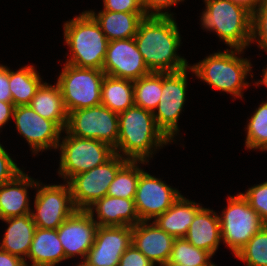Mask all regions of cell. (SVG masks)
<instances>
[{"label": "cell", "mask_w": 267, "mask_h": 266, "mask_svg": "<svg viewBox=\"0 0 267 266\" xmlns=\"http://www.w3.org/2000/svg\"><path fill=\"white\" fill-rule=\"evenodd\" d=\"M105 75L103 70L65 64L57 84L67 113L100 105L101 85Z\"/></svg>", "instance_id": "cell-7"}, {"label": "cell", "mask_w": 267, "mask_h": 266, "mask_svg": "<svg viewBox=\"0 0 267 266\" xmlns=\"http://www.w3.org/2000/svg\"><path fill=\"white\" fill-rule=\"evenodd\" d=\"M12 118L33 152L49 150L51 147L58 149L63 130L54 121L41 117L29 105L16 106Z\"/></svg>", "instance_id": "cell-16"}, {"label": "cell", "mask_w": 267, "mask_h": 266, "mask_svg": "<svg viewBox=\"0 0 267 266\" xmlns=\"http://www.w3.org/2000/svg\"><path fill=\"white\" fill-rule=\"evenodd\" d=\"M184 0H142V6L147 16H173L168 12H162L161 10L167 9L178 2ZM151 9L154 11H151Z\"/></svg>", "instance_id": "cell-39"}, {"label": "cell", "mask_w": 267, "mask_h": 266, "mask_svg": "<svg viewBox=\"0 0 267 266\" xmlns=\"http://www.w3.org/2000/svg\"><path fill=\"white\" fill-rule=\"evenodd\" d=\"M134 105L154 112L162 95V72H151L133 81Z\"/></svg>", "instance_id": "cell-29"}, {"label": "cell", "mask_w": 267, "mask_h": 266, "mask_svg": "<svg viewBox=\"0 0 267 266\" xmlns=\"http://www.w3.org/2000/svg\"><path fill=\"white\" fill-rule=\"evenodd\" d=\"M0 101L12 102L9 89V68L3 65H0Z\"/></svg>", "instance_id": "cell-40"}, {"label": "cell", "mask_w": 267, "mask_h": 266, "mask_svg": "<svg viewBox=\"0 0 267 266\" xmlns=\"http://www.w3.org/2000/svg\"><path fill=\"white\" fill-rule=\"evenodd\" d=\"M202 208L182 195L164 213L154 219V223L172 237L182 238L188 233L196 213Z\"/></svg>", "instance_id": "cell-23"}, {"label": "cell", "mask_w": 267, "mask_h": 266, "mask_svg": "<svg viewBox=\"0 0 267 266\" xmlns=\"http://www.w3.org/2000/svg\"><path fill=\"white\" fill-rule=\"evenodd\" d=\"M247 266H267V225H264L235 255Z\"/></svg>", "instance_id": "cell-32"}, {"label": "cell", "mask_w": 267, "mask_h": 266, "mask_svg": "<svg viewBox=\"0 0 267 266\" xmlns=\"http://www.w3.org/2000/svg\"><path fill=\"white\" fill-rule=\"evenodd\" d=\"M235 3L241 4L253 12L259 5L264 4V0H232Z\"/></svg>", "instance_id": "cell-43"}, {"label": "cell", "mask_w": 267, "mask_h": 266, "mask_svg": "<svg viewBox=\"0 0 267 266\" xmlns=\"http://www.w3.org/2000/svg\"><path fill=\"white\" fill-rule=\"evenodd\" d=\"M241 52V49H227L214 53L192 67L189 66V70L215 89L242 98V89L249 85L245 79L251 71V64L250 60L236 56V53Z\"/></svg>", "instance_id": "cell-5"}, {"label": "cell", "mask_w": 267, "mask_h": 266, "mask_svg": "<svg viewBox=\"0 0 267 266\" xmlns=\"http://www.w3.org/2000/svg\"><path fill=\"white\" fill-rule=\"evenodd\" d=\"M66 135L60 147V167L58 173L66 182L73 176L103 165L115 155L114 148L100 140L78 138Z\"/></svg>", "instance_id": "cell-6"}, {"label": "cell", "mask_w": 267, "mask_h": 266, "mask_svg": "<svg viewBox=\"0 0 267 266\" xmlns=\"http://www.w3.org/2000/svg\"><path fill=\"white\" fill-rule=\"evenodd\" d=\"M102 70L106 75L132 81L151 73L134 38L109 41Z\"/></svg>", "instance_id": "cell-14"}, {"label": "cell", "mask_w": 267, "mask_h": 266, "mask_svg": "<svg viewBox=\"0 0 267 266\" xmlns=\"http://www.w3.org/2000/svg\"><path fill=\"white\" fill-rule=\"evenodd\" d=\"M70 135L103 141L113 148L119 134L118 114L100 104L68 113L65 128Z\"/></svg>", "instance_id": "cell-9"}, {"label": "cell", "mask_w": 267, "mask_h": 266, "mask_svg": "<svg viewBox=\"0 0 267 266\" xmlns=\"http://www.w3.org/2000/svg\"><path fill=\"white\" fill-rule=\"evenodd\" d=\"M104 10L111 12H144L142 0H103Z\"/></svg>", "instance_id": "cell-38"}, {"label": "cell", "mask_w": 267, "mask_h": 266, "mask_svg": "<svg viewBox=\"0 0 267 266\" xmlns=\"http://www.w3.org/2000/svg\"><path fill=\"white\" fill-rule=\"evenodd\" d=\"M14 104L12 102H2L0 101V128L4 126L7 121L10 120L14 112Z\"/></svg>", "instance_id": "cell-42"}, {"label": "cell", "mask_w": 267, "mask_h": 266, "mask_svg": "<svg viewBox=\"0 0 267 266\" xmlns=\"http://www.w3.org/2000/svg\"><path fill=\"white\" fill-rule=\"evenodd\" d=\"M37 182L22 171L0 186V220L32 213L27 188H33Z\"/></svg>", "instance_id": "cell-20"}, {"label": "cell", "mask_w": 267, "mask_h": 266, "mask_svg": "<svg viewBox=\"0 0 267 266\" xmlns=\"http://www.w3.org/2000/svg\"><path fill=\"white\" fill-rule=\"evenodd\" d=\"M98 23L108 41L134 38L145 12L87 11Z\"/></svg>", "instance_id": "cell-22"}, {"label": "cell", "mask_w": 267, "mask_h": 266, "mask_svg": "<svg viewBox=\"0 0 267 266\" xmlns=\"http://www.w3.org/2000/svg\"><path fill=\"white\" fill-rule=\"evenodd\" d=\"M250 206L259 214L261 221L267 225V181L249 188L246 193H241Z\"/></svg>", "instance_id": "cell-35"}, {"label": "cell", "mask_w": 267, "mask_h": 266, "mask_svg": "<svg viewBox=\"0 0 267 266\" xmlns=\"http://www.w3.org/2000/svg\"><path fill=\"white\" fill-rule=\"evenodd\" d=\"M78 266H86L83 262L79 263Z\"/></svg>", "instance_id": "cell-46"}, {"label": "cell", "mask_w": 267, "mask_h": 266, "mask_svg": "<svg viewBox=\"0 0 267 266\" xmlns=\"http://www.w3.org/2000/svg\"><path fill=\"white\" fill-rule=\"evenodd\" d=\"M34 66H25L18 71L9 69V89L14 106L29 105L37 89L42 84Z\"/></svg>", "instance_id": "cell-28"}, {"label": "cell", "mask_w": 267, "mask_h": 266, "mask_svg": "<svg viewBox=\"0 0 267 266\" xmlns=\"http://www.w3.org/2000/svg\"><path fill=\"white\" fill-rule=\"evenodd\" d=\"M256 38L260 49L267 52V4L259 5L252 12L251 43Z\"/></svg>", "instance_id": "cell-34"}, {"label": "cell", "mask_w": 267, "mask_h": 266, "mask_svg": "<svg viewBox=\"0 0 267 266\" xmlns=\"http://www.w3.org/2000/svg\"><path fill=\"white\" fill-rule=\"evenodd\" d=\"M0 266H28L26 260L0 249Z\"/></svg>", "instance_id": "cell-41"}, {"label": "cell", "mask_w": 267, "mask_h": 266, "mask_svg": "<svg viewBox=\"0 0 267 266\" xmlns=\"http://www.w3.org/2000/svg\"><path fill=\"white\" fill-rule=\"evenodd\" d=\"M256 84L257 86L258 84H264L265 86H267V67L263 69V79L257 82Z\"/></svg>", "instance_id": "cell-44"}, {"label": "cell", "mask_w": 267, "mask_h": 266, "mask_svg": "<svg viewBox=\"0 0 267 266\" xmlns=\"http://www.w3.org/2000/svg\"><path fill=\"white\" fill-rule=\"evenodd\" d=\"M185 238L213 256L222 239L219 216L213 210L202 207L196 213Z\"/></svg>", "instance_id": "cell-21"}, {"label": "cell", "mask_w": 267, "mask_h": 266, "mask_svg": "<svg viewBox=\"0 0 267 266\" xmlns=\"http://www.w3.org/2000/svg\"><path fill=\"white\" fill-rule=\"evenodd\" d=\"M201 25L213 30L230 48L244 50L251 42L252 12L232 0H204Z\"/></svg>", "instance_id": "cell-4"}, {"label": "cell", "mask_w": 267, "mask_h": 266, "mask_svg": "<svg viewBox=\"0 0 267 266\" xmlns=\"http://www.w3.org/2000/svg\"><path fill=\"white\" fill-rule=\"evenodd\" d=\"M133 81L105 75L101 85V104L120 114L134 105Z\"/></svg>", "instance_id": "cell-27"}, {"label": "cell", "mask_w": 267, "mask_h": 266, "mask_svg": "<svg viewBox=\"0 0 267 266\" xmlns=\"http://www.w3.org/2000/svg\"><path fill=\"white\" fill-rule=\"evenodd\" d=\"M227 205L219 216L221 236L236 255L264 224L241 193L229 196Z\"/></svg>", "instance_id": "cell-8"}, {"label": "cell", "mask_w": 267, "mask_h": 266, "mask_svg": "<svg viewBox=\"0 0 267 266\" xmlns=\"http://www.w3.org/2000/svg\"><path fill=\"white\" fill-rule=\"evenodd\" d=\"M127 161L123 155L115 154L103 165L71 177L67 183L75 208L87 210L95 201L106 196L109 185Z\"/></svg>", "instance_id": "cell-10"}, {"label": "cell", "mask_w": 267, "mask_h": 266, "mask_svg": "<svg viewBox=\"0 0 267 266\" xmlns=\"http://www.w3.org/2000/svg\"><path fill=\"white\" fill-rule=\"evenodd\" d=\"M94 207V208H93ZM95 210L98 226H135L140 222L134 199L104 196L87 210Z\"/></svg>", "instance_id": "cell-19"}, {"label": "cell", "mask_w": 267, "mask_h": 266, "mask_svg": "<svg viewBox=\"0 0 267 266\" xmlns=\"http://www.w3.org/2000/svg\"><path fill=\"white\" fill-rule=\"evenodd\" d=\"M64 38L71 52L66 64L102 70L109 41L87 11L66 21Z\"/></svg>", "instance_id": "cell-3"}, {"label": "cell", "mask_w": 267, "mask_h": 266, "mask_svg": "<svg viewBox=\"0 0 267 266\" xmlns=\"http://www.w3.org/2000/svg\"><path fill=\"white\" fill-rule=\"evenodd\" d=\"M39 184L35 186L38 190L34 200L36 212L31 213L33 221L38 228L57 229L77 210L70 187L68 183L44 187Z\"/></svg>", "instance_id": "cell-12"}, {"label": "cell", "mask_w": 267, "mask_h": 266, "mask_svg": "<svg viewBox=\"0 0 267 266\" xmlns=\"http://www.w3.org/2000/svg\"><path fill=\"white\" fill-rule=\"evenodd\" d=\"M147 161L128 160L117 172L114 180L108 188L107 195L112 197H121L125 199H134L139 181V176L143 172L137 163Z\"/></svg>", "instance_id": "cell-30"}, {"label": "cell", "mask_w": 267, "mask_h": 266, "mask_svg": "<svg viewBox=\"0 0 267 266\" xmlns=\"http://www.w3.org/2000/svg\"><path fill=\"white\" fill-rule=\"evenodd\" d=\"M210 258L212 255L209 252L195 247L182 237L174 240L169 262L192 266H214Z\"/></svg>", "instance_id": "cell-31"}, {"label": "cell", "mask_w": 267, "mask_h": 266, "mask_svg": "<svg viewBox=\"0 0 267 266\" xmlns=\"http://www.w3.org/2000/svg\"><path fill=\"white\" fill-rule=\"evenodd\" d=\"M187 68L177 72H162V95L153 116L157 127L171 141L178 133V118L186 97Z\"/></svg>", "instance_id": "cell-11"}, {"label": "cell", "mask_w": 267, "mask_h": 266, "mask_svg": "<svg viewBox=\"0 0 267 266\" xmlns=\"http://www.w3.org/2000/svg\"><path fill=\"white\" fill-rule=\"evenodd\" d=\"M118 118L119 134L114 150L115 154H123L128 160L146 161L152 156L153 148L155 151L172 142L157 127L153 113L148 110L133 105L118 114Z\"/></svg>", "instance_id": "cell-2"}, {"label": "cell", "mask_w": 267, "mask_h": 266, "mask_svg": "<svg viewBox=\"0 0 267 266\" xmlns=\"http://www.w3.org/2000/svg\"><path fill=\"white\" fill-rule=\"evenodd\" d=\"M245 145L248 149L267 150V101L249 119Z\"/></svg>", "instance_id": "cell-33"}, {"label": "cell", "mask_w": 267, "mask_h": 266, "mask_svg": "<svg viewBox=\"0 0 267 266\" xmlns=\"http://www.w3.org/2000/svg\"><path fill=\"white\" fill-rule=\"evenodd\" d=\"M175 238L159 228L153 221H140L132 226V244L152 263L163 266L169 261Z\"/></svg>", "instance_id": "cell-18"}, {"label": "cell", "mask_w": 267, "mask_h": 266, "mask_svg": "<svg viewBox=\"0 0 267 266\" xmlns=\"http://www.w3.org/2000/svg\"><path fill=\"white\" fill-rule=\"evenodd\" d=\"M27 258L32 261L31 266H55L66 260L57 229L36 227Z\"/></svg>", "instance_id": "cell-25"}, {"label": "cell", "mask_w": 267, "mask_h": 266, "mask_svg": "<svg viewBox=\"0 0 267 266\" xmlns=\"http://www.w3.org/2000/svg\"><path fill=\"white\" fill-rule=\"evenodd\" d=\"M141 251L131 244L120 258L118 266H154Z\"/></svg>", "instance_id": "cell-37"}, {"label": "cell", "mask_w": 267, "mask_h": 266, "mask_svg": "<svg viewBox=\"0 0 267 266\" xmlns=\"http://www.w3.org/2000/svg\"><path fill=\"white\" fill-rule=\"evenodd\" d=\"M98 224L94 210H76L58 228L57 233L64 249L65 257L79 255L84 259L93 246Z\"/></svg>", "instance_id": "cell-17"}, {"label": "cell", "mask_w": 267, "mask_h": 266, "mask_svg": "<svg viewBox=\"0 0 267 266\" xmlns=\"http://www.w3.org/2000/svg\"><path fill=\"white\" fill-rule=\"evenodd\" d=\"M2 220L9 224V226L5 232L0 249L25 260L36 229L32 215L26 214Z\"/></svg>", "instance_id": "cell-24"}, {"label": "cell", "mask_w": 267, "mask_h": 266, "mask_svg": "<svg viewBox=\"0 0 267 266\" xmlns=\"http://www.w3.org/2000/svg\"><path fill=\"white\" fill-rule=\"evenodd\" d=\"M22 170L0 144V186L13 180Z\"/></svg>", "instance_id": "cell-36"}, {"label": "cell", "mask_w": 267, "mask_h": 266, "mask_svg": "<svg viewBox=\"0 0 267 266\" xmlns=\"http://www.w3.org/2000/svg\"><path fill=\"white\" fill-rule=\"evenodd\" d=\"M132 244V227L98 226L93 246L83 262L86 266H118Z\"/></svg>", "instance_id": "cell-15"}, {"label": "cell", "mask_w": 267, "mask_h": 266, "mask_svg": "<svg viewBox=\"0 0 267 266\" xmlns=\"http://www.w3.org/2000/svg\"><path fill=\"white\" fill-rule=\"evenodd\" d=\"M29 106L41 117L54 121L63 131L66 128L68 113L58 84L42 83Z\"/></svg>", "instance_id": "cell-26"}, {"label": "cell", "mask_w": 267, "mask_h": 266, "mask_svg": "<svg viewBox=\"0 0 267 266\" xmlns=\"http://www.w3.org/2000/svg\"><path fill=\"white\" fill-rule=\"evenodd\" d=\"M180 195L177 189L143 171L139 176L134 198L140 221L149 222L155 219L170 208Z\"/></svg>", "instance_id": "cell-13"}, {"label": "cell", "mask_w": 267, "mask_h": 266, "mask_svg": "<svg viewBox=\"0 0 267 266\" xmlns=\"http://www.w3.org/2000/svg\"><path fill=\"white\" fill-rule=\"evenodd\" d=\"M163 266H192V265H185V264H179L174 262H166Z\"/></svg>", "instance_id": "cell-45"}, {"label": "cell", "mask_w": 267, "mask_h": 266, "mask_svg": "<svg viewBox=\"0 0 267 266\" xmlns=\"http://www.w3.org/2000/svg\"><path fill=\"white\" fill-rule=\"evenodd\" d=\"M172 16H146L134 37L139 52L151 72H177L189 68L177 55L180 34Z\"/></svg>", "instance_id": "cell-1"}]
</instances>
